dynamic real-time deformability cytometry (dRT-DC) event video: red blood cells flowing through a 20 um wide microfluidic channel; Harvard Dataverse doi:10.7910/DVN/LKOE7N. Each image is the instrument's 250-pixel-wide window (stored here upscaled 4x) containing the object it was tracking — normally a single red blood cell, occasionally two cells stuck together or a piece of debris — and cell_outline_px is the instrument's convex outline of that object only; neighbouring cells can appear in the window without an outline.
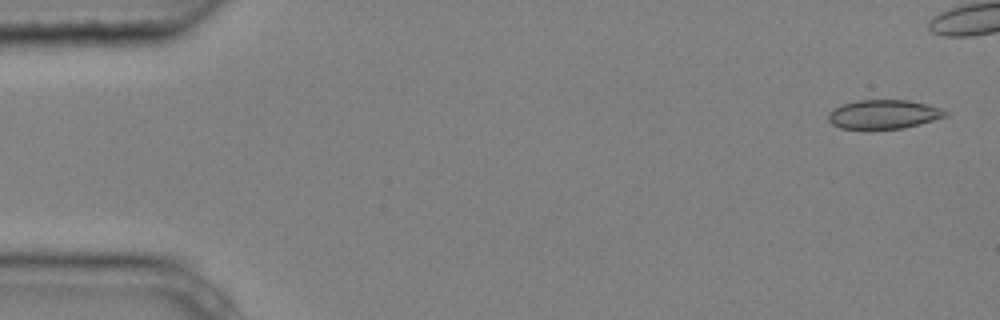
{"species": "common noctule bat (a hibernating species)", "species_latin": "Nyctalus noctula", "temperature_condition": "cold", "stored_images_in_passage": 6, "camera_frame_rate_fps": 3000, "um_per_image_px": 0.085, "animal": {"sex": "male", "body_mass_g": 20.4}, "frame": {"image": 1, "passage_image": 1, "time_ms": 0.0, "image_size_px": [1000, 320], "cell_outline_px": [[948, 112], [944, 116], [920, 124], [904, 128], [840, 128], [832, 124], [828, 120], [828, 112], [844, 104], [856, 100], [908, 100], [940, 108]], "centroid_in_image_um": [75.08, 9.71], "position_along_channel_um": 9.9, "area_um2": 19.36}}
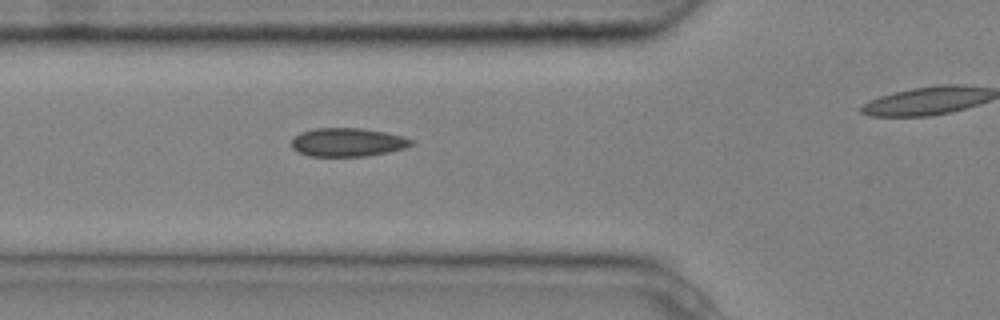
{"frame": {"image": 2, "passage_image": 5, "time_ms": 1.333, "image_size_px": [1000, 320], "cell_outline_px": [[416, 144], [404, 148], [388, 152], [368, 156], [308, 156], [292, 148], [292, 140], [300, 132], [316, 128], [360, 128], [384, 132], [416, 140]], "centroid_in_image_um": [29.58, 12.09], "position_along_channel_um": 96.2, "area_um2": 19.88}}